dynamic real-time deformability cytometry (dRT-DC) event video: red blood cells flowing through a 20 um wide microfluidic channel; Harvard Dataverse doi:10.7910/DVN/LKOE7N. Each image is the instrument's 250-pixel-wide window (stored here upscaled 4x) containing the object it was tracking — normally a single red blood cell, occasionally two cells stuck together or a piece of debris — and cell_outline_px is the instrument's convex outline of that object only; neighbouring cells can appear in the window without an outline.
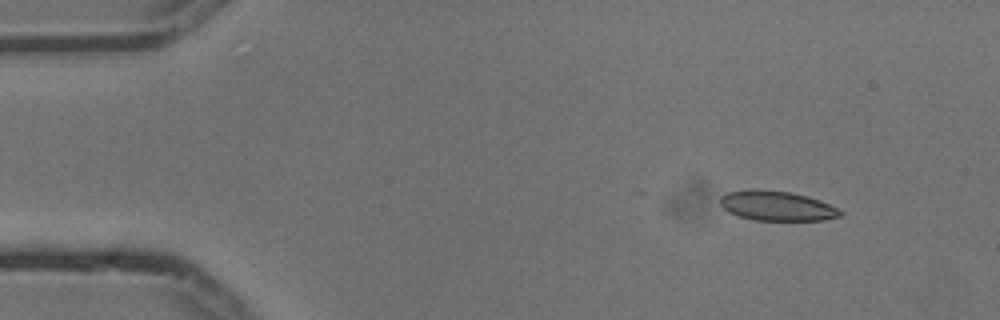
{"species": "common noctule bat (a hibernating species)", "species_latin": "Nyctalus noctula", "temperature_condition": "cold", "stored_images_in_passage": 4, "camera_frame_rate_fps": 3000, "um_per_image_px": 0.085, "animal": {"sex": "male", "body_mass_g": 13.3}, "frame": {"image": 1, "passage_image": 1, "time_ms": 0.0, "image_size_px": [1000, 320], "cell_outline_px": [[844, 212], [840, 216], [824, 220], [752, 220], [728, 212], [720, 204], [720, 196], [728, 192], [752, 188], [756, 188], [788, 192], [808, 196], [820, 200]], "centroid_in_image_um": [66.0, 17.49], "position_along_channel_um": 19.0, "area_um2": 20.87}}
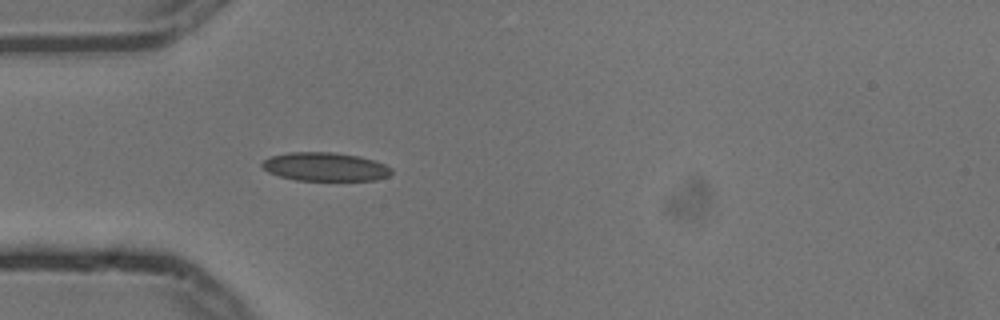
{"frame": {"image": 2, "passage_image": 4, "time_ms": 1.0, "image_size_px": [1000, 320], "cell_outline_px": [[392, 172], [388, 176], [376, 180], [296, 180], [280, 176], [268, 172], [260, 164], [264, 160], [272, 156], [288, 152], [332, 152], [360, 156], [384, 164], [392, 168]], "centroid_in_image_um": [27.64, 14.17], "position_along_channel_um": 57.4, "area_um2": 21.44}}